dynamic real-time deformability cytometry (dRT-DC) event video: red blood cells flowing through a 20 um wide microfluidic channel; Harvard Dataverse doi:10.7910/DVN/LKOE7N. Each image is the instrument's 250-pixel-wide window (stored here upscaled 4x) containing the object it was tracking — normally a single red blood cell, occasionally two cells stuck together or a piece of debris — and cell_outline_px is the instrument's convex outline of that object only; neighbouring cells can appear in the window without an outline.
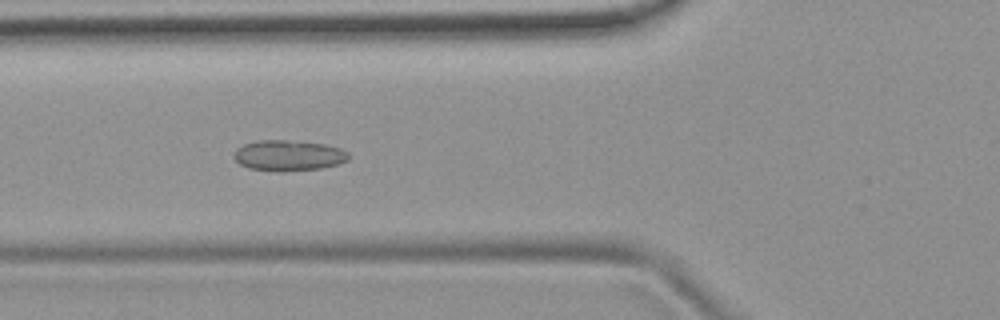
{"species": "common noctule bat (a hibernating species)", "species_latin": "Nyctalus noctula", "temperature_condition": "room temperature", "stored_images_in_passage": 5, "camera_frame_rate_fps": 3000, "um_per_image_px": 0.085, "animal": {"sex": "female", "body_mass_g": 19.9}, "frame": {"image": 1, "passage_image": 5, "time_ms": 4.667, "image_size_px": [1000, 320], "cell_outline_px": [[348, 160], [340, 164], [320, 168], [284, 172], [276, 172], [248, 168], [240, 164], [232, 156], [236, 148], [244, 144], [260, 140], [284, 140], [324, 144], [340, 148], [348, 152]], "centroid_in_image_um": [24.5, 13.23], "position_along_channel_um": 101.3, "area_um2": 20.63}}